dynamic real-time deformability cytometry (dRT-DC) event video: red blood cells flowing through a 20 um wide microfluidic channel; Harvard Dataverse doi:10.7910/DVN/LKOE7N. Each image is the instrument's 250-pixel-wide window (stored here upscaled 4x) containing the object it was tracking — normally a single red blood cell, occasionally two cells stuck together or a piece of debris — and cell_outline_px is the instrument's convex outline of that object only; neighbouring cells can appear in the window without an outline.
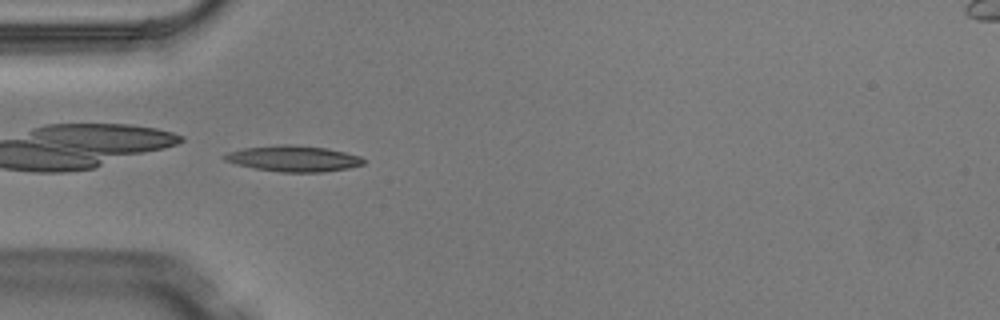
{"species": "Egyptian fruit bat (a non-hibernating species)", "species_latin": "Rousettus aegyptiacus", "temperature_condition": "warm", "stored_images_in_passage": 4, "camera_frame_rate_fps": 3000, "um_per_image_px": 0.085, "animal": {"sex": "male"}, "frame": {"image": 1, "passage_image": 3, "time_ms": 0.667, "image_size_px": [1000, 320], "cell_outline_px": [[364, 164], [348, 168], [324, 172], [280, 172], [256, 168], [236, 164], [224, 160], [220, 156], [228, 152], [244, 148], [284, 144], [292, 144], [328, 148], [360, 156], [364, 160]], "centroid_in_image_um": [24.93, 13.47], "position_along_channel_um": 60.1, "area_um2": 20.98}}